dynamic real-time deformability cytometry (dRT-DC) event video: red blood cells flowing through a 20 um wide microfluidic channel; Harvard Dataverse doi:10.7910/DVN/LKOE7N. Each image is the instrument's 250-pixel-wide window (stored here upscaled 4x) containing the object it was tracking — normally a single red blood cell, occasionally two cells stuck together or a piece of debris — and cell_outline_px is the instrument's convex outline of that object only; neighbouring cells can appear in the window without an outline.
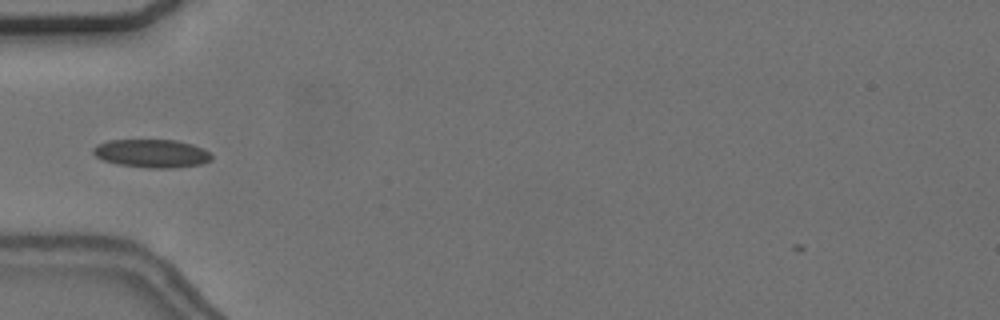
{"species": "common noctule bat (a hibernating species)", "species_latin": "Nyctalus noctula", "temperature_condition": "cold", "stored_images_in_passage": 41, "camera_frame_rate_fps": 3000, "um_per_image_px": 0.085, "animal": {"sex": "female", "body_mass_g": 24.6, "forearm_length_mm": 56.2}, "frame": {"image": 1, "passage_image": 4, "time_ms": 1.0, "image_size_px": [1000, 320], "cell_outline_px": [[212, 160], [200, 164], [176, 168], [148, 168], [116, 164], [100, 160], [92, 152], [92, 148], [96, 144], [108, 140], [176, 140], [192, 144], [204, 148], [212, 156]], "centroid_in_image_um": [12.87, 13.04], "position_along_channel_um": 72.1, "area_um2": 19.77}}
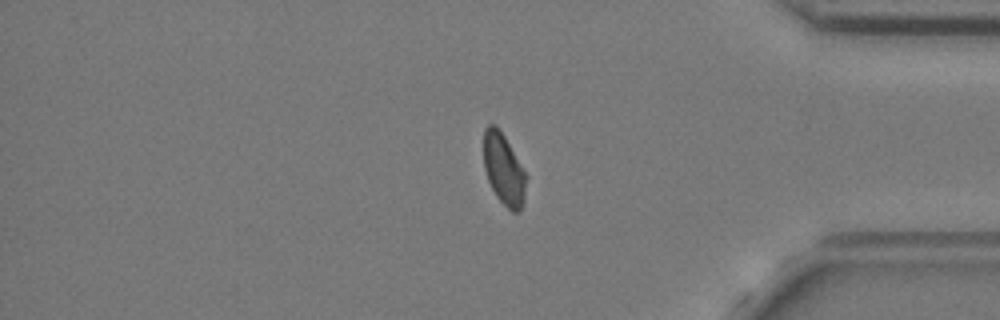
{"frame": {"image": 2, "passage_image": 32, "time_ms": 10.333, "image_size_px": [1000, 320], "cell_outline_px": [[528, 176], [524, 204], [520, 212], [512, 212], [496, 196], [488, 180], [484, 168], [484, 128], [488, 124], [496, 124], [504, 136]], "centroid_in_image_um": [42.84, 14.42], "position_along_channel_um": 392.4, "area_um2": 17.86}}
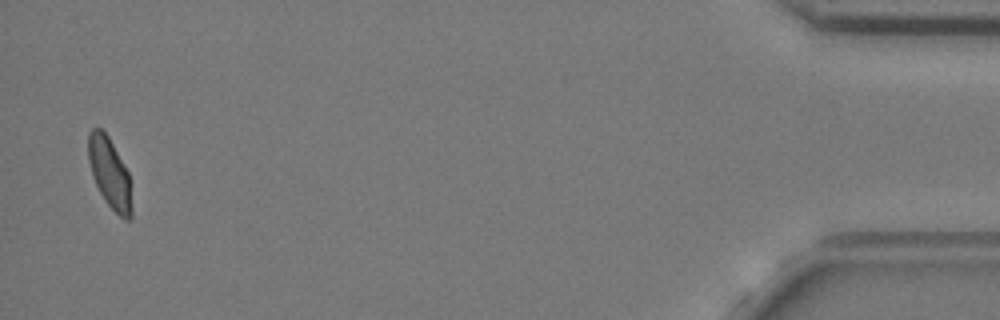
{"frame": {"image": 3, "passage_image": 40, "time_ms": 13.0, "image_size_px": [1000, 320], "cell_outline_px": [[132, 216], [128, 220], [124, 220], [104, 200], [92, 176], [88, 160], [88, 132], [92, 128], [100, 128], [108, 136], [128, 172], [132, 204]], "centroid_in_image_um": [9.31, 14.72], "position_along_channel_um": 425.9, "area_um2": 17.69}}